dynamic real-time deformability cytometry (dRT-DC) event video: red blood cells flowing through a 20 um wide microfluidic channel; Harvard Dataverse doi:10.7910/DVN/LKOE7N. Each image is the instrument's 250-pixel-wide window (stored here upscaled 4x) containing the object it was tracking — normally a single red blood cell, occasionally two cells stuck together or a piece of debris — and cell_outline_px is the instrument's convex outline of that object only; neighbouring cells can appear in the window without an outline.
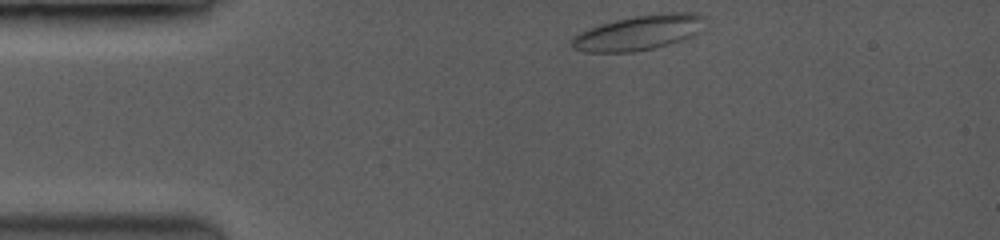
{"species": "common noctule bat (a hibernating species)", "species_latin": "Nyctalus noctula", "temperature_condition": "room temperature", "stored_images_in_passage": 23, "camera_frame_rate_fps": 3500, "um_per_image_px": 0.085, "animal": {"sex": "female", "body_mass_g": 19.0, "forearm_length_mm": 53.3}, "frame": {"image": 1, "passage_image": 1, "time_ms": 0.0, "image_size_px": [1000, 240], "cell_outline_px": [[704, 16], [692, 32], [688, 36], [652, 48], [632, 52], [588, 52], [572, 48], [572, 40], [576, 36], [592, 28], [616, 20], [636, 16], [676, 12], [684, 12]], "centroid_in_image_um": [54.16, 2.79], "position_along_channel_um": 30.8, "area_um2": 25.2}}
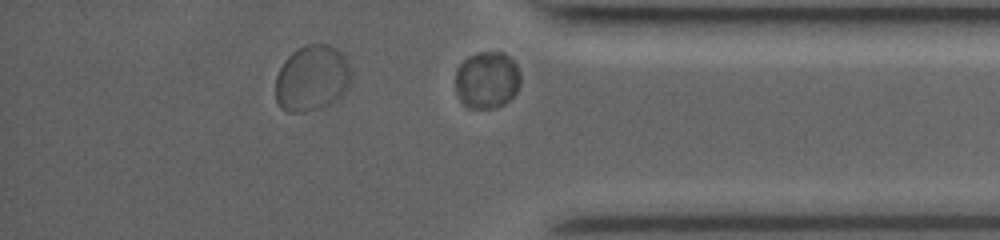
{"frame": {"image": 2, "passage_image": 23, "time_ms": 11.429, "image_size_px": [1000, 240], "cell_outline_px": [[520, 84], [516, 92], [504, 104], [496, 108], [468, 108], [460, 100], [456, 92], [456, 68], [464, 60], [480, 52], [504, 52], [516, 64], [520, 72]], "centroid_in_image_um": [41.4, 6.81], "position_along_channel_um": 393.8, "area_um2": 21.62}}